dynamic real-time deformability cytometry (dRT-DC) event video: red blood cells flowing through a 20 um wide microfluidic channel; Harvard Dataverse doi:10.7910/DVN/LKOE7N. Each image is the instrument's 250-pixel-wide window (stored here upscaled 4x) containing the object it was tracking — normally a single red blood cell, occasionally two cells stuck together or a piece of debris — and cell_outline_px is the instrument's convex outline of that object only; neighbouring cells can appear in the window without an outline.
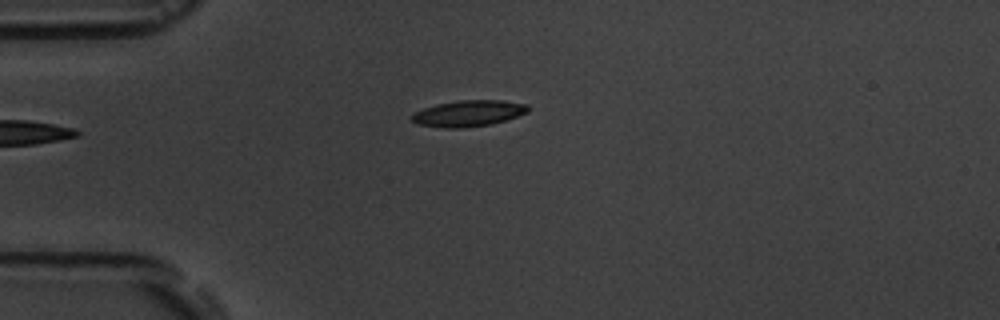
{"species": "common noctule bat (a hibernating species)", "species_latin": "Nyctalus noctula", "temperature_condition": "room temperature", "stored_images_in_passage": 8, "camera_frame_rate_fps": 3000, "um_per_image_px": 0.085, "animal": {"sex": "male", "body_mass_g": 19.5, "forearm_length_mm": 54.6}, "frame": {"image": 1, "passage_image": 4, "time_ms": 4.333, "image_size_px": [1000, 320], "cell_outline_px": [[528, 112], [492, 124], [464, 128], [444, 128], [420, 124], [412, 120], [412, 116], [416, 112], [424, 108], [436, 104], [460, 100], [500, 100], [528, 104]], "centroid_in_image_um": [39.84, 9.63], "position_along_channel_um": 45.2, "area_um2": 17.51}}
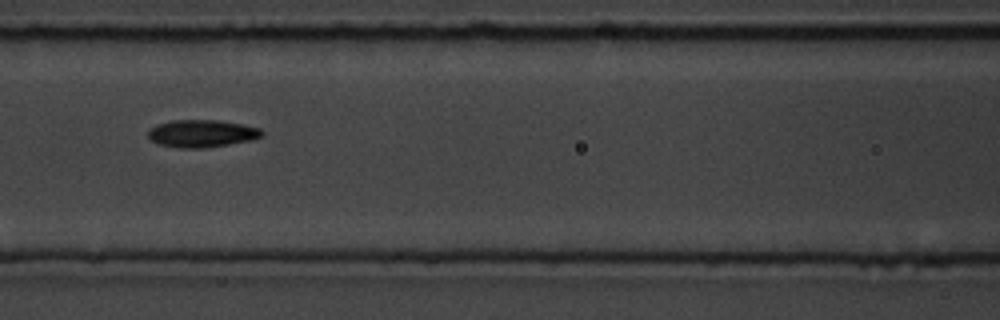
{"frame": {"image": 2, "passage_image": 7, "time_ms": 7.667, "image_size_px": [1000, 320], "cell_outline_px": [[264, 136], [252, 140], [204, 148], [180, 148], [160, 144], [152, 140], [148, 136], [148, 132], [156, 124], [172, 120], [216, 120], [240, 124], [260, 128], [264, 132]], "centroid_in_image_um": [17.18, 11.34], "position_along_channel_um": 149.4, "area_um2": 18.09}}
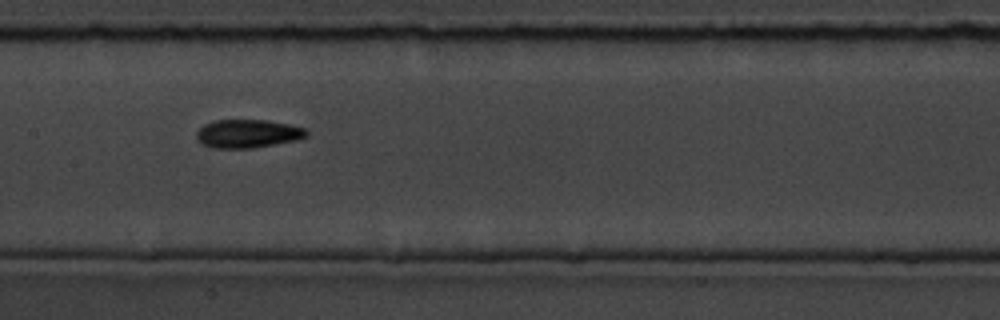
{"frame": {"image": 3, "passage_image": 8, "time_ms": 8.667, "image_size_px": [1000, 320], "cell_outline_px": [[308, 136], [296, 140], [252, 148], [212, 148], [200, 144], [196, 140], [196, 132], [204, 124], [212, 120], [268, 120], [308, 128]], "centroid_in_image_um": [21.04, 11.36], "position_along_channel_um": 186.4, "area_um2": 18.44}}